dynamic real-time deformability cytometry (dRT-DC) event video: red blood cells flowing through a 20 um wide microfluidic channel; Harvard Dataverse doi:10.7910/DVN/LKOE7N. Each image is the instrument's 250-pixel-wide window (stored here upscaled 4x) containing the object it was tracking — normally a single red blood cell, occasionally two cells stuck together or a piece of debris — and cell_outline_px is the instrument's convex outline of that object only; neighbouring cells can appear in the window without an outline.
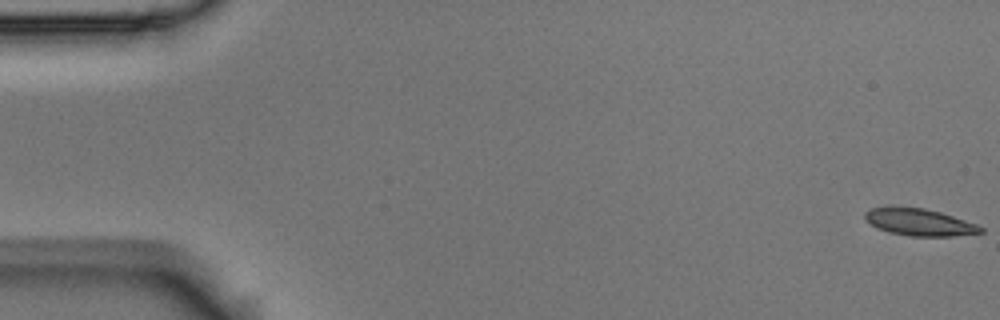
{"species": "Egyptian fruit bat (a non-hibernating species)", "species_latin": "Rousettus aegyptiacus", "temperature_condition": "room temperature", "stored_images_in_passage": 56, "camera_frame_rate_fps": 3000, "um_per_image_px": 0.085, "animal": {"sex": "male"}, "frame": {"image": 1, "passage_image": 1, "time_ms": 0.0, "image_size_px": [1000, 320], "cell_outline_px": [[984, 232], [952, 236], [912, 236], [892, 232], [880, 228], [864, 220], [864, 212], [872, 208], [924, 208], [940, 212], [976, 224], [984, 228]], "centroid_in_image_um": [78.18, 18.9], "position_along_channel_um": 6.8, "area_um2": 17.63}}
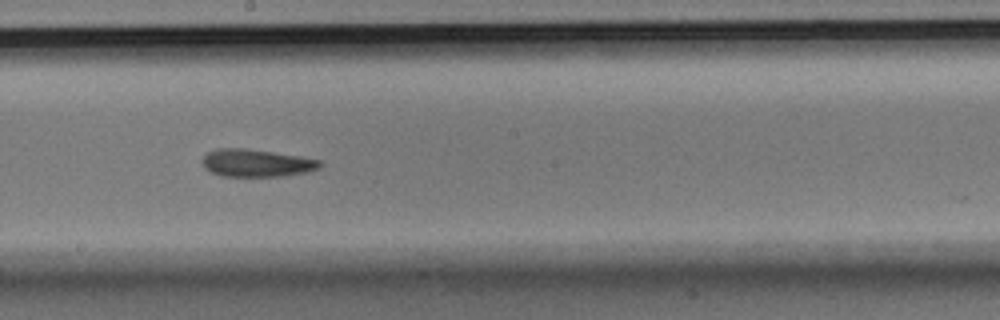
{"frame": {"image": 2, "passage_image": 31, "time_ms": 10.0, "image_size_px": [1000, 320], "cell_outline_px": [[320, 168], [308, 172], [284, 176], [220, 176], [204, 168], [204, 156], [208, 152], [216, 148], [244, 148], [300, 156], [320, 160]], "centroid_in_image_um": [21.81, 13.86], "position_along_channel_um": 226.4, "area_um2": 18.79}}
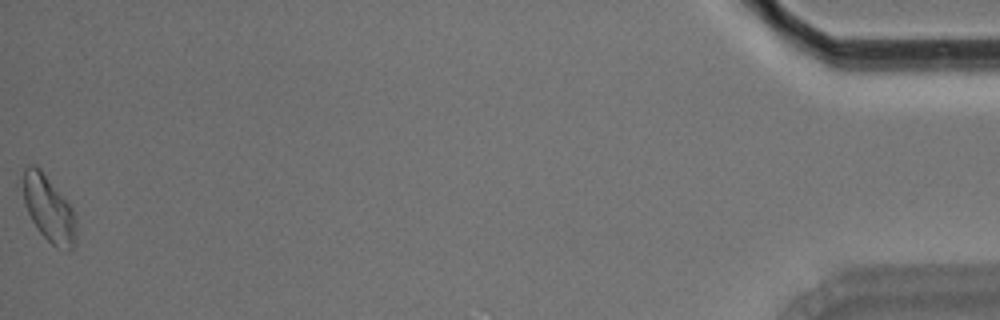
{"frame": {"image": 3, "passage_image": 56, "time_ms": 18.333, "image_size_px": [1000, 320], "cell_outline_px": [[76, 244], [72, 248], [64, 252], [56, 248], [36, 228], [24, 204], [24, 168], [28, 164], [36, 164], [40, 168], [72, 208], [76, 216]], "centroid_in_image_um": [4.17, 17.79], "position_along_channel_um": 431.0, "area_um2": 20.46}, "authors_computed_cell_mechanics": {"area_um2": 18.8139, "velocity_mm_per_s": 3.634, "shape_relaxation_time_tau1_ms": 7.585, "shape_relaxation_time_tau2_ms": 8.1968, "deformation_change_tau1": 0.147, "deformation_change_tau2": 0.1608}}